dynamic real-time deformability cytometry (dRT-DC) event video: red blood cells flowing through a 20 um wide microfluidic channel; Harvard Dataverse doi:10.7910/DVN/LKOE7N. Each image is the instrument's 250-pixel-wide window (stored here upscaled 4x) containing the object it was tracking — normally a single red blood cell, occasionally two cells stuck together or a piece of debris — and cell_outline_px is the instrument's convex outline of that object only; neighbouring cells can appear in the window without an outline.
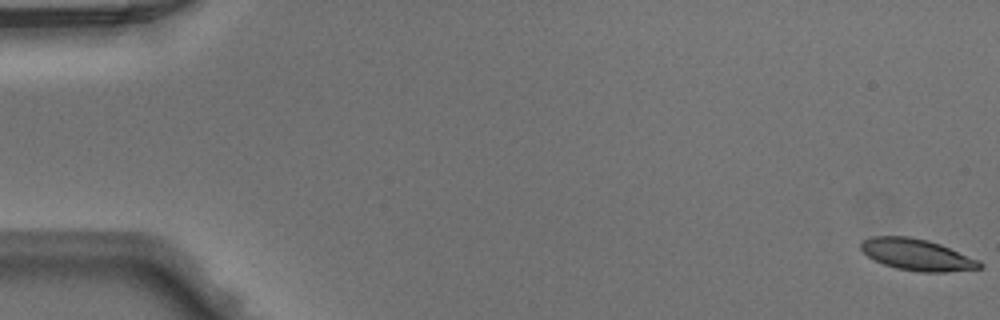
{"species": "Egyptian fruit bat (a non-hibernating species)", "species_latin": "Rousettus aegyptiacus", "temperature_condition": "warm", "stored_images_in_passage": 49, "camera_frame_rate_fps": 3000, "um_per_image_px": 0.085, "animal": {"sex": "male"}, "frame": {"image": 1, "passage_image": 1, "time_ms": 0.0, "image_size_px": [1000, 320], "cell_outline_px": [[984, 268], [944, 272], [920, 272], [896, 268], [884, 264], [868, 256], [860, 248], [860, 244], [864, 240], [872, 236], [908, 236], [928, 240], [940, 244], [980, 260], [984, 264]], "centroid_in_image_um": [77.99, 21.65], "position_along_channel_um": 7.0, "area_um2": 21.79}}
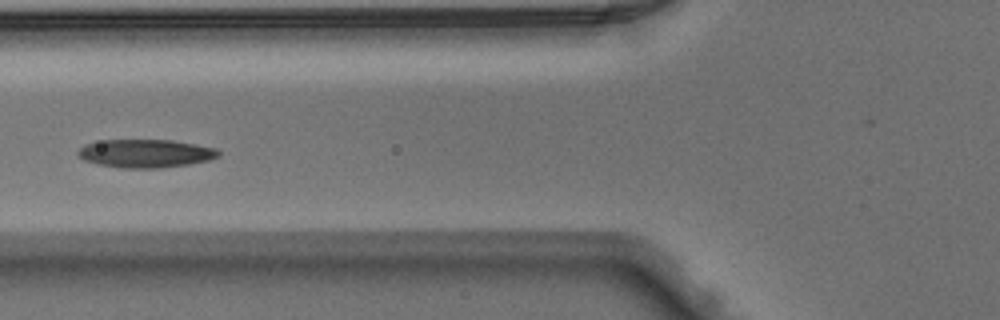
{"frame": {"image": 2, "passage_image": 20, "time_ms": 6.333, "image_size_px": [1000, 320], "cell_outline_px": [[220, 156], [208, 160], [188, 164], [160, 168], [120, 168], [96, 164], [84, 160], [76, 156], [76, 152], [84, 144], [104, 140], [172, 140], [196, 144], [216, 148], [220, 152]], "centroid_in_image_um": [12.34, 13.04], "position_along_channel_um": 113.5, "area_um2": 23.29}}
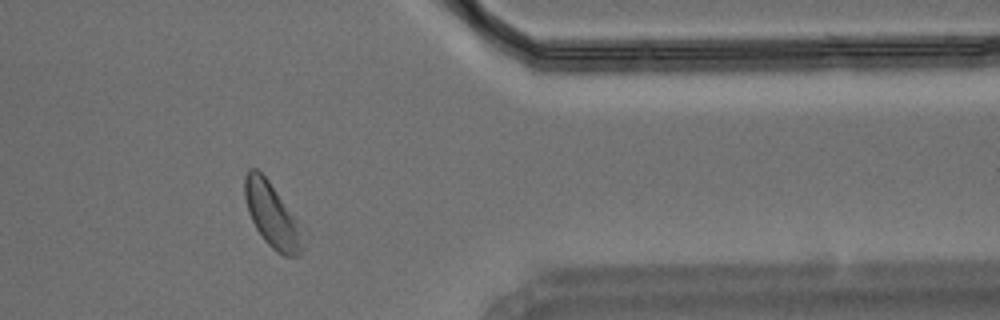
{"frame": {"image": 3, "passage_image": 41, "time_ms": 13.333, "image_size_px": [1000, 320], "cell_outline_px": [[308, 228], [304, 248], [296, 256], [284, 256], [276, 252], [264, 240], [256, 228], [248, 212], [244, 196], [244, 176], [248, 168], [256, 168], [268, 180]], "centroid_in_image_um": [23.24, 18.32], "position_along_channel_um": 388.2, "area_um2": 23.06}}